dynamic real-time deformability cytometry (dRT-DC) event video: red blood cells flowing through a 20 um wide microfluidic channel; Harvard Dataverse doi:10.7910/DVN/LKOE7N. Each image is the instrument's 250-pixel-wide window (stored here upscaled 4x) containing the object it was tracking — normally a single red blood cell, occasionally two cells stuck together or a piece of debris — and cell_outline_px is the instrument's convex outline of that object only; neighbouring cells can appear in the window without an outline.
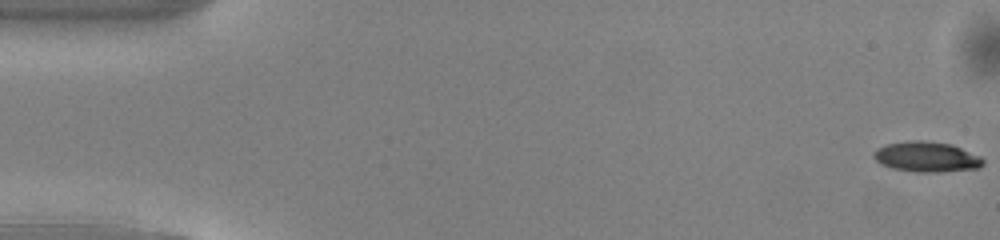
{"species": "common noctule bat (a hibernating species)", "species_latin": "Nyctalus noctula", "temperature_condition": "warm", "stored_images_in_passage": 50, "camera_frame_rate_fps": 3000, "um_per_image_px": 0.085, "animal": {"sex": "male", "body_mass_g": 13.0, "forearm_length_mm": 53.1}, "frame": {"image": 1, "passage_image": 1, "time_ms": 0.0, "image_size_px": [1000, 240], "cell_outline_px": [[984, 164], [980, 168], [940, 172], [916, 172], [892, 168], [880, 164], [872, 156], [872, 152], [876, 148], [888, 144], [908, 140], [924, 140], [952, 144], [980, 156], [984, 160]], "centroid_in_image_um": [78.75, 13.33], "position_along_channel_um": 6.3, "area_um2": 19.54}}
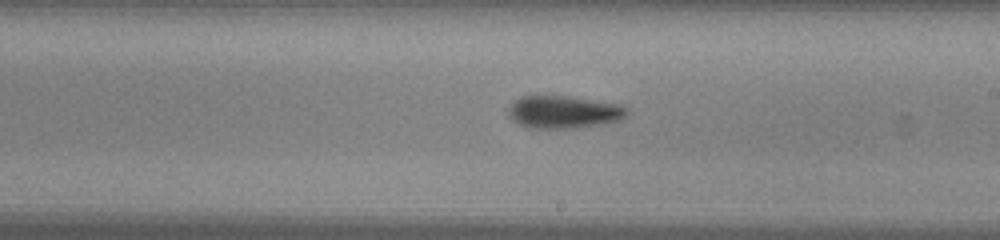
{"frame": {"image": 2, "passage_image": 29, "time_ms": 9.333, "image_size_px": [1000, 240], "cell_outline_px": [[632, 112], [620, 120], [600, 124], [572, 128], [528, 128], [512, 120], [508, 116], [508, 108], [516, 100], [524, 96], [568, 96], [616, 104], [628, 108]], "centroid_in_image_um": [47.92, 9.53], "position_along_channel_um": 241.1, "area_um2": 22.37}}
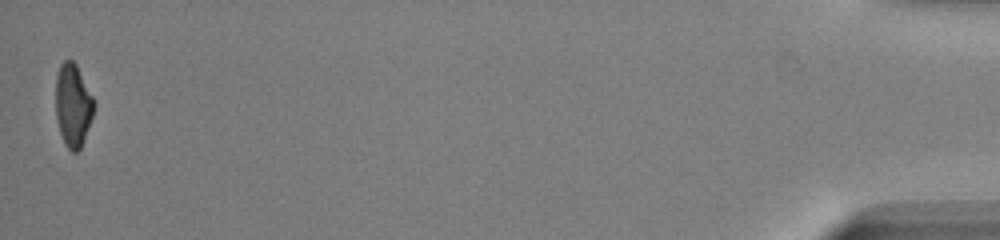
{"frame": {"image": 3, "passage_image": 50, "time_ms": 16.333, "image_size_px": [1000, 240], "cell_outline_px": [[96, 104], [92, 116], [80, 148], [76, 152], [72, 152], [64, 144], [60, 132], [56, 116], [56, 76], [60, 64], [64, 60], [72, 60], [76, 64]], "centroid_in_image_um": [6.19, 8.93], "position_along_channel_um": 429.0, "area_um2": 18.26}, "authors_computed_cell_mechanics": {"area_um2": 20.5479, "velocity_mm_per_s": 4.129, "shape_relaxation_time_tau1_ms": 3.5012, "shape_relaxation_time_tau2_ms": null, "deformation_change_tau1": 0.1556, "deformation_change_tau2": null}}